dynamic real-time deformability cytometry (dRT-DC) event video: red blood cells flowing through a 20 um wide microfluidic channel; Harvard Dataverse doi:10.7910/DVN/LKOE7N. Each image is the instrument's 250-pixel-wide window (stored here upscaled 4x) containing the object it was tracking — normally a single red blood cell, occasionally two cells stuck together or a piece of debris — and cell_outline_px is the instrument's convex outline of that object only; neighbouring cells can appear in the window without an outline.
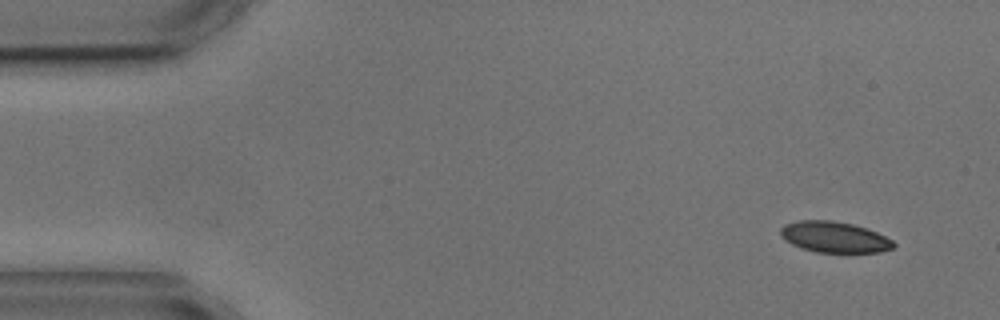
{"species": "common noctule bat (a hibernating species)", "species_latin": "Nyctalus noctula", "temperature_condition": "cold", "stored_images_in_passage": 4, "camera_frame_rate_fps": 3000, "um_per_image_px": 0.085, "animal": {"sex": "male", "body_mass_g": 17.9, "forearm_length_mm": 54.2}, "frame": {"image": 1, "passage_image": 1, "time_ms": 0.0, "image_size_px": [1000, 320], "cell_outline_px": [[896, 244], [892, 248], [880, 252], [816, 252], [792, 244], [784, 240], [780, 236], [780, 228], [784, 224], [800, 220], [832, 220], [852, 224], [876, 232], [892, 240]], "centroid_in_image_um": [70.88, 20.14], "position_along_channel_um": 14.1, "area_um2": 20.23}}
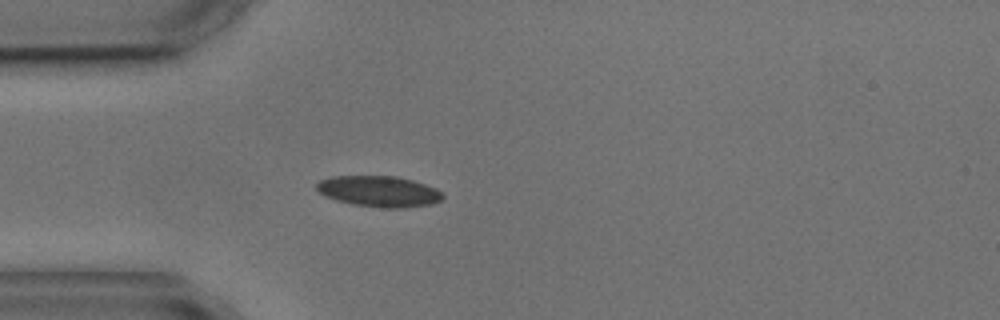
{"frame": {"image": 2, "passage_image": 4, "time_ms": 3.667, "image_size_px": [1000, 320], "cell_outline_px": [[444, 196], [440, 200], [432, 204], [404, 208], [384, 208], [352, 204], [336, 200], [324, 196], [316, 188], [316, 184], [320, 180], [332, 176], [396, 176], [412, 180], [436, 188]], "centroid_in_image_um": [32.2, 16.27], "position_along_channel_um": 52.8, "area_um2": 22.72}}